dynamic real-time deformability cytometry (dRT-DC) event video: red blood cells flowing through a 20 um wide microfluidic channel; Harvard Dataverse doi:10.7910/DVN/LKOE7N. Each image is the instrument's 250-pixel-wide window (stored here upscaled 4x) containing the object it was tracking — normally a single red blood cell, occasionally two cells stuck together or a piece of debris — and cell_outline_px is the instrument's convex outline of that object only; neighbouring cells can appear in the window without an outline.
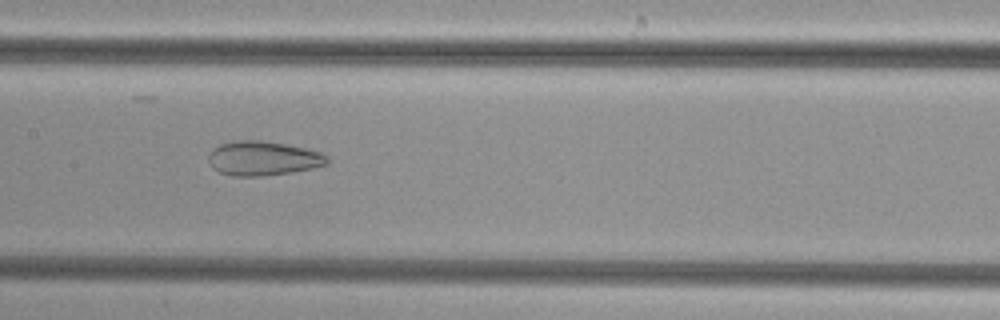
{"species": "common noctule bat (a hibernating species)", "species_latin": "Nyctalus noctula", "temperature_condition": "cold", "stored_images_in_passage": 51, "camera_frame_rate_fps": 3000, "um_per_image_px": 0.085, "animal": {"sex": "female", "body_mass_g": 29.2, "forearm_length_mm": 56.3}, "frame": {"image": 1, "passage_image": 25, "time_ms": 8.0, "image_size_px": [1000, 320], "cell_outline_px": [[328, 164], [312, 168], [292, 172], [260, 176], [232, 176], [220, 172], [212, 168], [208, 160], [208, 156], [212, 148], [220, 144], [232, 140], [264, 140], [304, 148], [320, 152], [328, 156]], "centroid_in_image_um": [22.32, 13.45], "position_along_channel_um": 185.1, "area_um2": 23.87}}
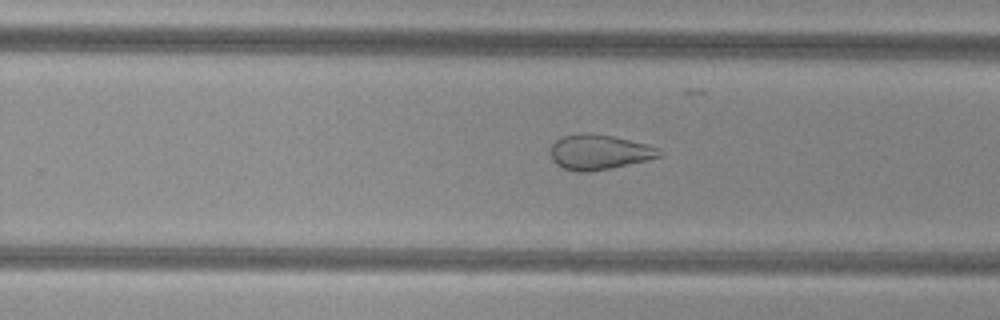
{"frame": {"image": 2, "passage_image": 32, "time_ms": 10.333, "image_size_px": [1000, 320], "cell_outline_px": [[664, 152], [660, 156], [648, 160], [612, 168], [588, 172], [576, 172], [564, 168], [556, 164], [552, 160], [548, 152], [548, 148], [560, 136], [580, 132], [584, 132], [612, 136], [648, 144], [660, 148]], "centroid_in_image_um": [50.89, 12.92], "position_along_channel_um": 278.9, "area_um2": 22.72}}
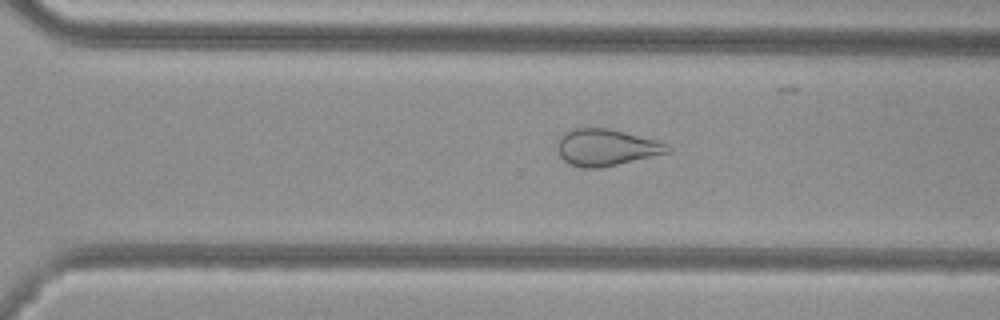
{"frame": {"image": 3, "passage_image": 35, "time_ms": 11.333, "image_size_px": [1000, 320], "cell_outline_px": [[672, 148], [668, 152], [600, 168], [580, 168], [568, 164], [560, 156], [556, 148], [556, 140], [564, 132], [576, 128], [608, 128], [656, 140]], "centroid_in_image_um": [51.43, 12.53], "position_along_channel_um": 319.2, "area_um2": 23.41}}